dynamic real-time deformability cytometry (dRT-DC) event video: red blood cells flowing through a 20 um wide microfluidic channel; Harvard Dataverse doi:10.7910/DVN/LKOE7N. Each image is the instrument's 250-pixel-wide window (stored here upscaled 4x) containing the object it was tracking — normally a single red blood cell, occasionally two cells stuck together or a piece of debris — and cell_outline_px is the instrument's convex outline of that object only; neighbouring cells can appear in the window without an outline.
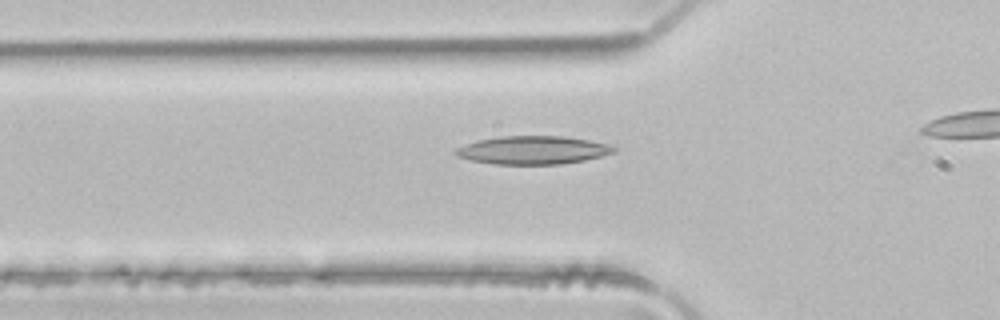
{"species": "common noctule bat (a hibernating species)", "species_latin": "Nyctalus noctula", "temperature_condition": "room temperature", "stored_images_in_passage": 35, "camera_frame_rate_fps": 3000, "um_per_image_px": 0.085, "animal": {"sex": "male", "body_mass_g": 21.5, "forearm_length_mm": 52.0}, "frame": {"image": 1, "passage_image": 12, "time_ms": 3.667, "image_size_px": [1000, 320], "cell_outline_px": [[616, 152], [584, 160], [560, 164], [492, 164], [472, 160], [456, 156], [452, 152], [456, 148], [464, 144], [476, 140], [500, 136], [564, 136], [588, 140], [608, 144], [616, 148]], "centroid_in_image_um": [45.24, 12.75], "position_along_channel_um": 80.6, "area_um2": 26.07}}
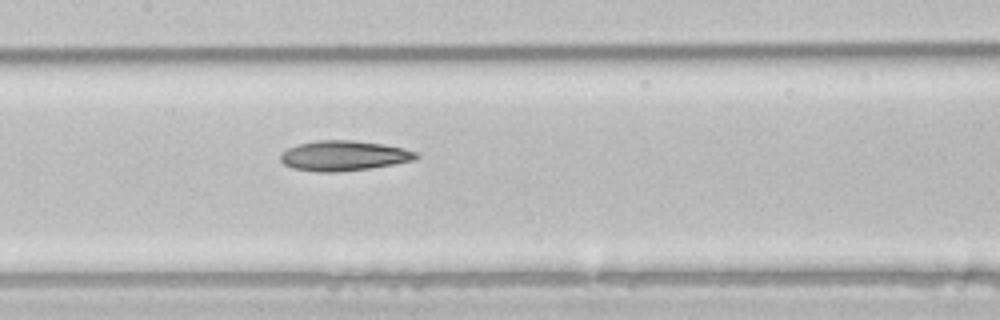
{"frame": {"image": 2, "passage_image": 19, "time_ms": 6.0, "image_size_px": [1000, 320], "cell_outline_px": [[420, 156], [416, 160], [368, 168], [336, 172], [320, 172], [292, 168], [284, 164], [280, 160], [280, 156], [288, 148], [296, 144], [316, 140], [352, 140], [384, 144], [404, 148], [416, 152]], "centroid_in_image_um": [29.22, 13.22], "position_along_channel_um": 178.2, "area_um2": 23.76}}
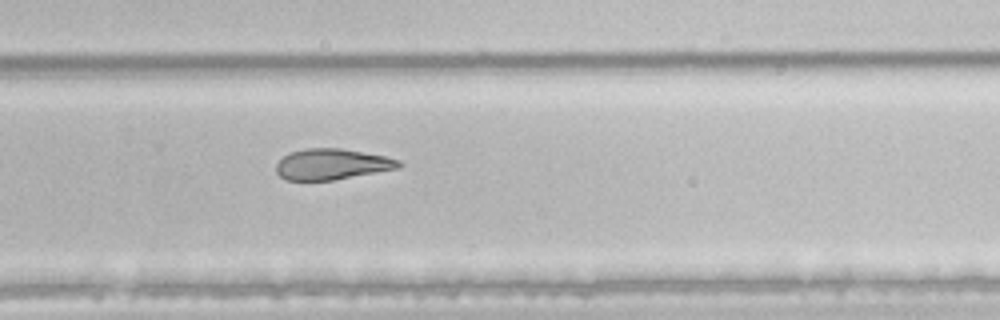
{"frame": {"image": 3, "passage_image": 28, "time_ms": 9.0, "image_size_px": [1000, 320], "cell_outline_px": [[404, 164], [400, 168], [332, 180], [288, 180], [280, 176], [276, 172], [276, 164], [288, 152], [304, 148], [340, 148], [384, 156], [400, 160]], "centroid_in_image_um": [28.21, 13.95], "position_along_channel_um": 301.6, "area_um2": 22.02}}